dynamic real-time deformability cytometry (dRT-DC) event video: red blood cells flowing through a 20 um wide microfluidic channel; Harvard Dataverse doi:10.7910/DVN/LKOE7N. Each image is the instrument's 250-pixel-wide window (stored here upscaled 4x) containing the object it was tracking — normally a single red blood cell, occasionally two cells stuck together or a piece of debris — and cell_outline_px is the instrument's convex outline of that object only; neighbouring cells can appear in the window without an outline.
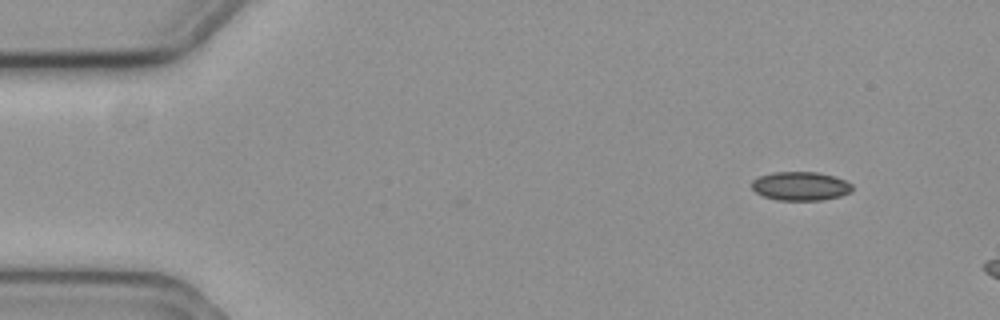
{"species": "common noctule bat (a hibernating species)", "species_latin": "Nyctalus noctula", "temperature_condition": "cold", "stored_images_in_passage": 9, "camera_frame_rate_fps": 3000, "um_per_image_px": 0.085, "animal": {"sex": "female", "body_mass_g": 19.3, "forearm_length_mm": 54.1}, "frame": {"image": 1, "passage_image": 1, "time_ms": 0.0, "image_size_px": [1000, 320], "cell_outline_px": [[852, 188], [848, 192], [840, 196], [820, 200], [776, 200], [764, 196], [756, 192], [752, 188], [752, 180], [760, 176], [772, 172], [816, 172], [832, 176], [844, 180], [852, 184]], "centroid_in_image_um": [68.01, 15.82], "position_along_channel_um": 17.0, "area_um2": 16.65}}